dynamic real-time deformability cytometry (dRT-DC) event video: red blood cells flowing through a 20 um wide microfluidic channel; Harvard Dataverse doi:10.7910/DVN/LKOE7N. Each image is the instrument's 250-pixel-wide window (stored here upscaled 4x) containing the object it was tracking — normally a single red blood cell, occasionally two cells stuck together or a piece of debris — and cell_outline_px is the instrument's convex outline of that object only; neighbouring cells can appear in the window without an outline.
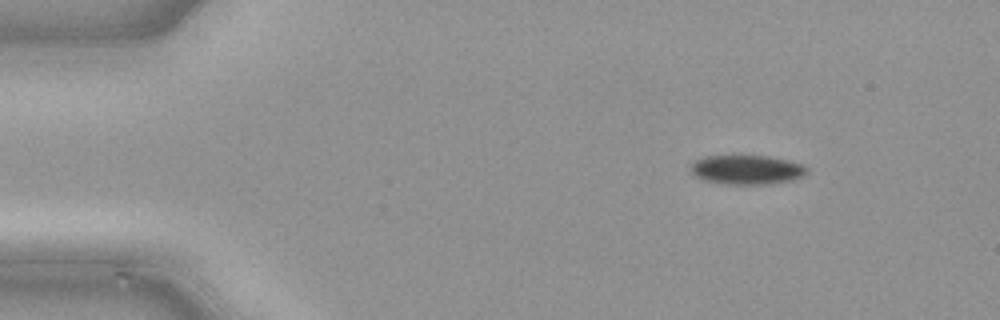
{"species": "common noctule bat (a hibernating species)", "species_latin": "Nyctalus noctula", "temperature_condition": "cold", "stored_images_in_passage": 43, "camera_frame_rate_fps": 3000, "um_per_image_px": 0.085, "animal": {"sex": "male", "body_mass_g": 21.5, "forearm_length_mm": 52.0}, "frame": {"image": 1, "passage_image": 1, "time_ms": 0.0, "image_size_px": [1000, 320], "cell_outline_px": [[808, 172], [792, 180], [768, 184], [724, 184], [704, 180], [696, 176], [692, 172], [692, 164], [696, 160], [704, 156], [768, 156], [800, 164], [808, 168]], "centroid_in_image_um": [63.46, 14.43], "position_along_channel_um": 21.5, "area_um2": 19.48}}
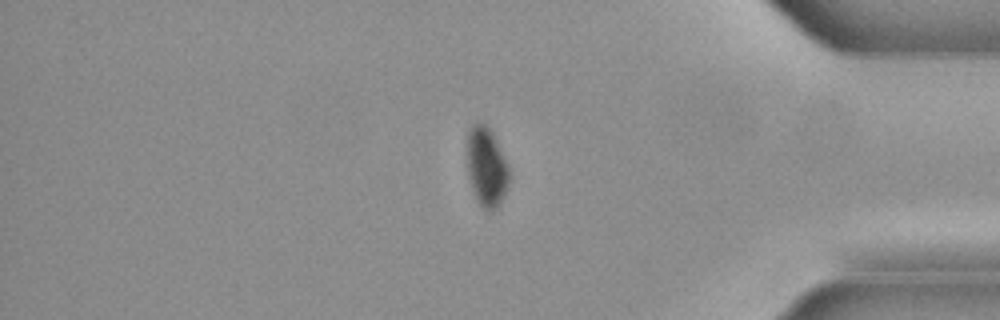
{"frame": {"image": 2, "passage_image": 35, "time_ms": 11.333, "image_size_px": [1000, 320], "cell_outline_px": [[508, 184], [496, 208], [492, 212], [488, 212], [476, 200], [472, 192], [468, 176], [468, 128], [472, 124], [480, 120], [492, 132], [508, 164]], "centroid_in_image_um": [41.32, 14.18], "position_along_channel_um": 393.9, "area_um2": 19.31}}
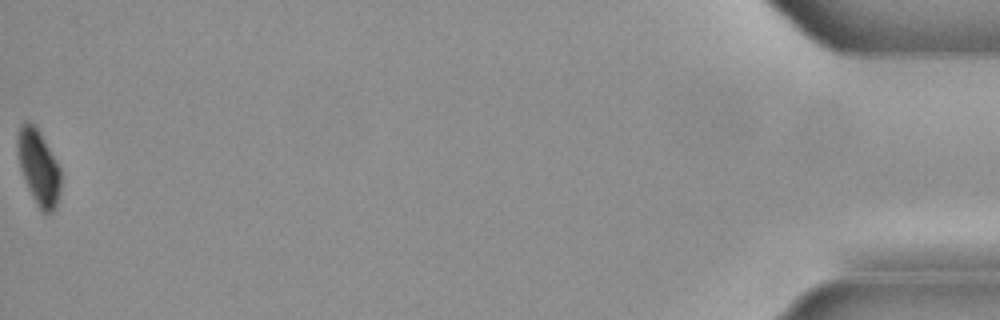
{"frame": {"image": 3, "passage_image": 43, "time_ms": 14.0, "image_size_px": [1000, 320], "cell_outline_px": [[60, 192], [56, 204], [52, 212], [44, 212], [36, 204], [28, 188], [20, 168], [16, 148], [16, 140], [20, 124], [24, 120], [28, 120], [40, 132], [56, 160], [60, 168]], "centroid_in_image_um": [3.25, 14.17], "position_along_channel_um": 431.9, "area_um2": 18.84}}